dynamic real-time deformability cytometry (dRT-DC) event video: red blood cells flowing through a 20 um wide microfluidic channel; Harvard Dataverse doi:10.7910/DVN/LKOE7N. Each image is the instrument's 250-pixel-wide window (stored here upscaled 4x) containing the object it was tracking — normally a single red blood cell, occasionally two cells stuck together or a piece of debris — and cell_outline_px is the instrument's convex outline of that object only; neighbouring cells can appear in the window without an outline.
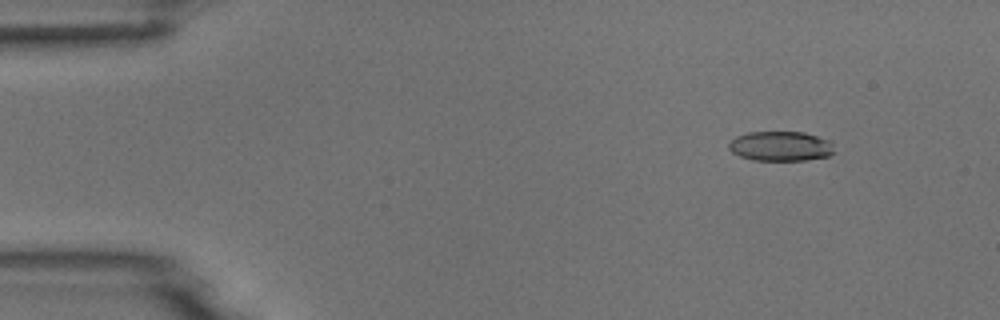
{"species": "common noctule bat (a hibernating species)", "species_latin": "Nyctalus noctula", "temperature_condition": "room temperature", "stored_images_in_passage": 4, "camera_frame_rate_fps": 3000, "um_per_image_px": 0.085, "animal": {"sex": "male", "body_mass_g": 18.8}, "frame": {"image": 1, "passage_image": 2, "time_ms": 0.333, "image_size_px": [1000, 320], "cell_outline_px": [[836, 152], [828, 156], [808, 160], [752, 160], [740, 156], [732, 152], [728, 148], [728, 144], [736, 136], [748, 132], [804, 132], [828, 140], [832, 144]], "centroid_in_image_um": [66.36, 12.43], "position_along_channel_um": 18.6, "area_um2": 18.32}}